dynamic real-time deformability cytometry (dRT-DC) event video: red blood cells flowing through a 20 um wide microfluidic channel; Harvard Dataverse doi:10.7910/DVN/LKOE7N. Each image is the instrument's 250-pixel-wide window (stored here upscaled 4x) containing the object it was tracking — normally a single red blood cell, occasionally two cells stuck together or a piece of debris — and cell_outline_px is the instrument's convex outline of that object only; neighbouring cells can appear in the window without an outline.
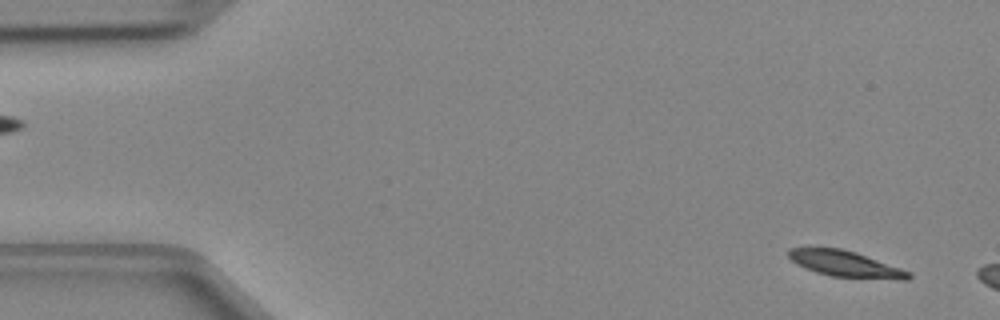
{"species": "Egyptian fruit bat (a non-hibernating species)", "species_latin": "Rousettus aegyptiacus", "temperature_condition": "cold", "stored_images_in_passage": 9, "camera_frame_rate_fps": 3000, "um_per_image_px": 0.085, "animal": {"sex": "female"}, "frame": {"image": 1, "passage_image": 3, "time_ms": 0.667, "image_size_px": [1000, 320], "cell_outline_px": [[912, 276], [908, 280], [900, 280], [832, 276], [816, 272], [796, 264], [788, 256], [788, 248], [840, 248], [856, 252], [912, 272]], "centroid_in_image_um": [71.9, 22.44], "position_along_channel_um": 13.1, "area_um2": 18.15}}